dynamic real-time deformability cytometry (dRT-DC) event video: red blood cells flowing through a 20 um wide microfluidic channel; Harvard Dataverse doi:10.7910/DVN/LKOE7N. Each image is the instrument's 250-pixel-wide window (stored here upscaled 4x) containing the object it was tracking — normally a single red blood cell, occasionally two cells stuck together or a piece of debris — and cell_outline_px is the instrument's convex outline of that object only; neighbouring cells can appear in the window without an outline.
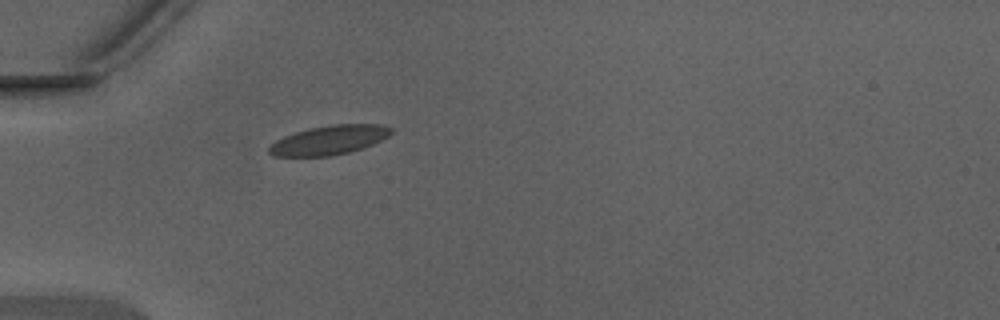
{"species": "Egyptian fruit bat (a non-hibernating species)", "species_latin": "Rousettus aegyptiacus", "temperature_condition": "warm", "stored_images_in_passage": 33, "camera_frame_rate_fps": 3000, "um_per_image_px": 0.085, "animal": {"sex": "male"}, "frame": {"image": 1, "passage_image": 1, "time_ms": 0.0, "image_size_px": [1000, 320], "cell_outline_px": [[392, 132], [388, 136], [372, 144], [348, 152], [328, 156], [272, 156], [268, 152], [268, 144], [284, 136], [308, 128], [332, 124], [380, 124], [392, 128]], "centroid_in_image_um": [27.93, 11.9], "position_along_channel_um": 57.1, "area_um2": 20.69}}
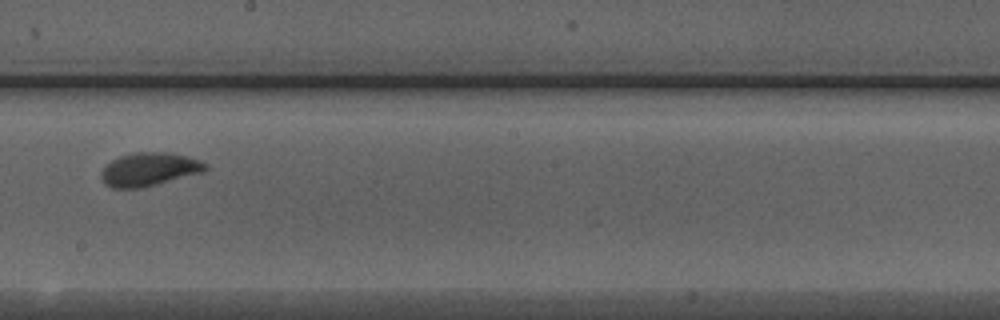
{"frame": {"image": 2, "passage_image": 14, "time_ms": 4.333, "image_size_px": [1000, 320], "cell_outline_px": [[208, 168], [204, 172], [140, 188], [112, 188], [104, 184], [100, 176], [100, 172], [112, 160], [120, 156], [136, 152], [168, 152], [188, 156], [200, 160], [208, 164]], "centroid_in_image_um": [12.7, 14.39], "position_along_channel_um": 235.5, "area_um2": 20.35}}
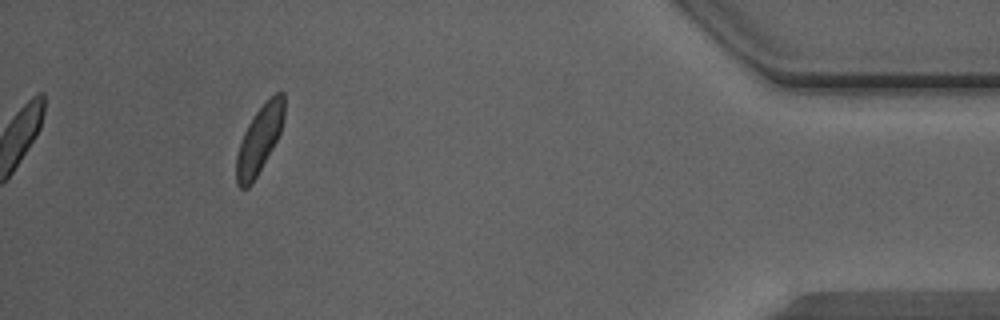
{"frame": {"image": 3, "passage_image": 30, "time_ms": 9.667, "image_size_px": [1000, 320], "cell_outline_px": [[284, 116], [280, 132], [272, 148], [252, 184], [248, 188], [240, 188], [236, 184], [236, 156], [240, 140], [248, 124], [256, 112], [276, 92], [284, 92]], "centroid_in_image_um": [22.02, 11.89], "position_along_channel_um": 413.2, "area_um2": 18.5}, "authors_computed_cell_mechanics": {"area_um2": 19.7676, "velocity_mm_per_s": 4.3572, "shape_relaxation_time_tau1_ms": 2.2557, "shape_relaxation_time_tau2_ms": null, "deformation_change_tau1": 0.1015, "deformation_change_tau2": null}}